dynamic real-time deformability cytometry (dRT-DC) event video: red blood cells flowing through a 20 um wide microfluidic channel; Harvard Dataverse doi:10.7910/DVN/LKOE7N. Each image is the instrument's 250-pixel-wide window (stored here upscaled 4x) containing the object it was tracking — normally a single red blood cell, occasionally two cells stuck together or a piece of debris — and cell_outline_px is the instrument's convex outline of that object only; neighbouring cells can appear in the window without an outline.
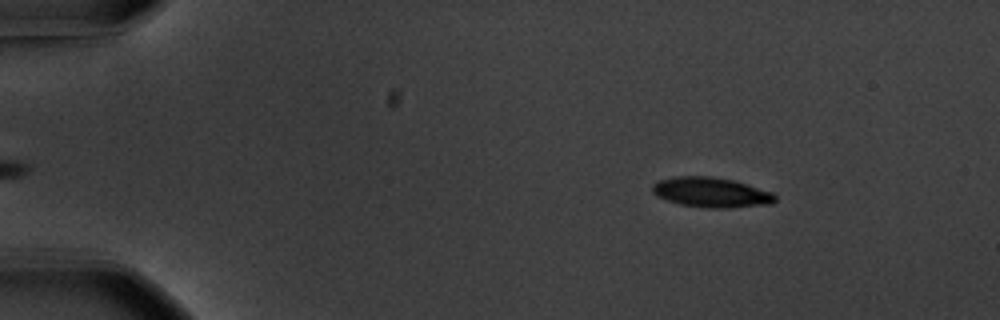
{"species": "common noctule bat (a hibernating species)", "species_latin": "Nyctalus noctula", "temperature_condition": "warm", "stored_images_in_passage": 52, "camera_frame_rate_fps": 3000, "um_per_image_px": 0.085, "animal": {"sex": "male", "body_mass_g": 20.1, "forearm_length_mm": 53.5}, "frame": {"image": 1, "passage_image": 4, "time_ms": 1.0, "image_size_px": [1000, 320], "cell_outline_px": [[776, 200], [772, 204], [728, 208], [708, 208], [680, 204], [656, 196], [652, 192], [652, 184], [656, 180], [676, 176], [712, 176], [732, 180], [772, 192], [776, 196]], "centroid_in_image_um": [60.42, 16.35], "position_along_channel_um": 24.6, "area_um2": 21.5}}
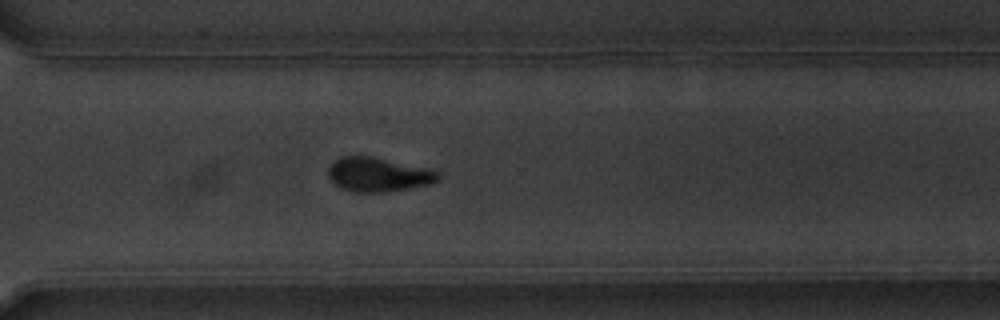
{"frame": {"image": 2, "passage_image": 37, "time_ms": 12.0, "image_size_px": [1000, 320], "cell_outline_px": [[440, 176], [436, 180], [428, 184], [408, 188], [384, 192], [356, 192], [340, 188], [328, 176], [328, 168], [340, 156], [368, 156], [436, 168], [440, 172]], "centroid_in_image_um": [32.2, 14.82], "position_along_channel_um": 338.4, "area_um2": 21.96}}
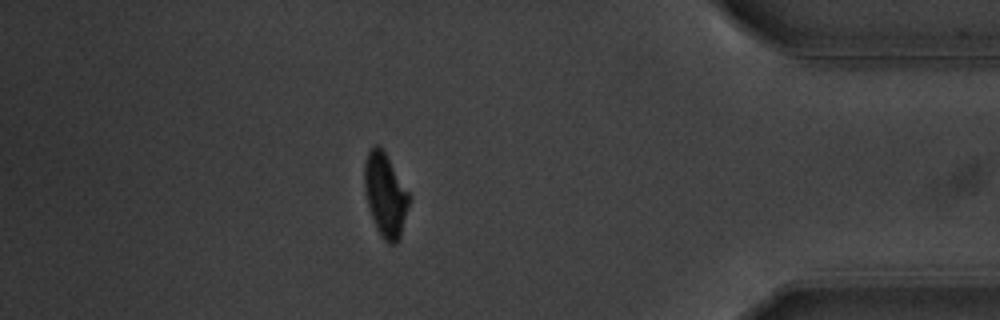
{"frame": {"image": 3, "passage_image": 45, "time_ms": 14.667, "image_size_px": [1000, 320], "cell_outline_px": [[408, 204], [400, 240], [396, 244], [388, 244], [384, 240], [376, 228], [368, 204], [364, 188], [364, 164], [368, 148], [376, 144], [380, 144], [408, 192]], "centroid_in_image_um": [32.72, 16.55], "position_along_channel_um": 402.5, "area_um2": 21.5}, "authors_computed_cell_mechanics": {"area_um2": 21.9062, "velocity_mm_per_s": 3.6454, "shape_relaxation_time_tau1_ms": 3.1138, "shape_relaxation_time_tau2_ms": null, "deformation_change_tau1": 0.1613, "deformation_change_tau2": null}}